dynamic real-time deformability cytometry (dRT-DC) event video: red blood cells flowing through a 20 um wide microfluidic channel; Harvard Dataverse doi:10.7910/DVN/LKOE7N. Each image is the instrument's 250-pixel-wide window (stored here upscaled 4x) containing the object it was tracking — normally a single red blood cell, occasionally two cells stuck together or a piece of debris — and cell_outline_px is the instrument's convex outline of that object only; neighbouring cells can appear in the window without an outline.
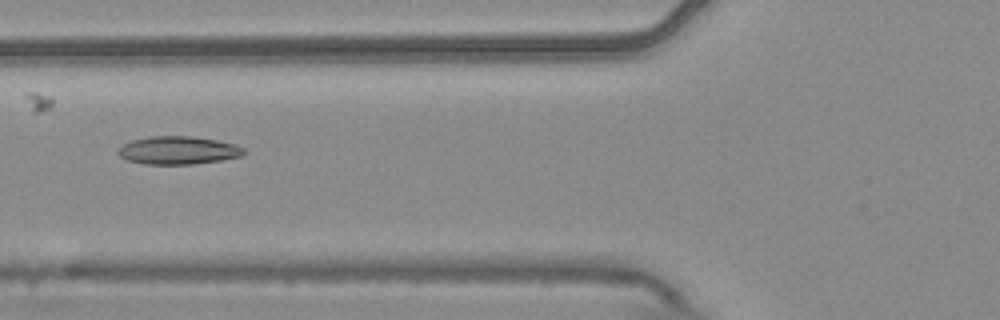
{"species": "common noctule bat (a hibernating species)", "species_latin": "Nyctalus noctula", "temperature_condition": "warm", "stored_images_in_passage": 11, "camera_frame_rate_fps": 3000, "um_per_image_px": 0.085, "animal": {"sex": "male", "body_mass_g": 20.4}, "frame": {"image": 1, "passage_image": 5, "time_ms": 1.333, "image_size_px": [1000, 320], "cell_outline_px": [[248, 152], [244, 156], [220, 160], [192, 164], [144, 164], [128, 160], [120, 156], [116, 152], [116, 148], [132, 140], [148, 136], [192, 136], [216, 140], [236, 144], [244, 148]], "centroid_in_image_um": [15.16, 12.77], "position_along_channel_um": 110.6, "area_um2": 20.75}}
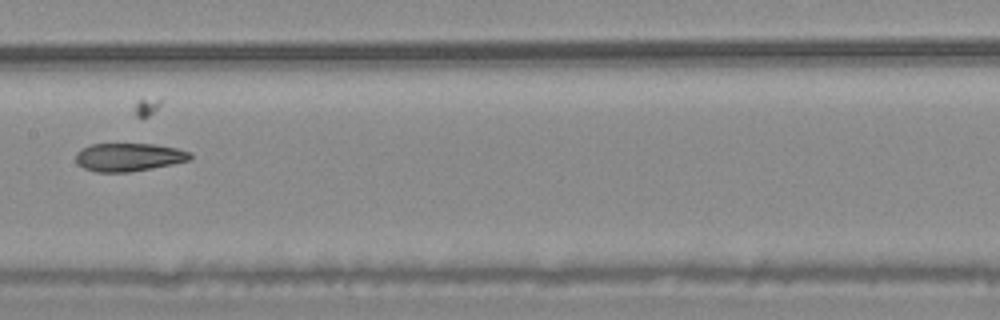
{"frame": {"image": 2, "passage_image": 7, "time_ms": 2.0, "image_size_px": [1000, 320], "cell_outline_px": [[192, 160], [152, 168], [128, 172], [96, 172], [84, 168], [76, 160], [76, 152], [80, 148], [92, 144], [152, 144], [176, 148], [192, 152]], "centroid_in_image_um": [10.96, 13.35], "position_along_channel_um": 196.4, "area_um2": 18.79}}